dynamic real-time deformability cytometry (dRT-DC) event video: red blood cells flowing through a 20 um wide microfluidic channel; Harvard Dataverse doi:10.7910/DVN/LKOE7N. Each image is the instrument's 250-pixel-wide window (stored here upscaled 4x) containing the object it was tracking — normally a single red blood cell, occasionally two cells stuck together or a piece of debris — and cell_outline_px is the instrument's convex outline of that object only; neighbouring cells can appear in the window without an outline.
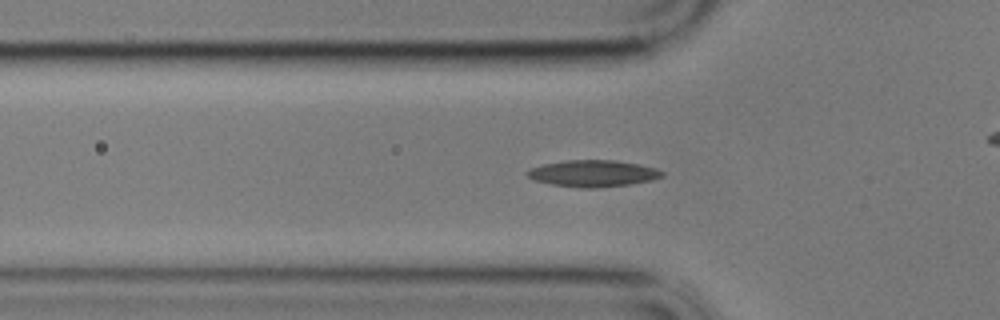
{"species": "common noctule bat (a hibernating species)", "species_latin": "Nyctalus noctula", "temperature_condition": "cold", "stored_images_in_passage": 42, "camera_frame_rate_fps": 3000, "um_per_image_px": 0.085, "animal": {"sex": "male", "body_mass_g": 17.9}, "frame": {"image": 1, "passage_image": 2, "time_ms": 0.333, "image_size_px": [1000, 320], "cell_outline_px": [[664, 176], [652, 180], [632, 184], [596, 188], [580, 188], [552, 184], [532, 180], [524, 172], [532, 168], [544, 164], [568, 160], [612, 160], [640, 164], [656, 168], [664, 172]], "centroid_in_image_um": [50.43, 14.75], "position_along_channel_um": 75.4, "area_um2": 20.98}}
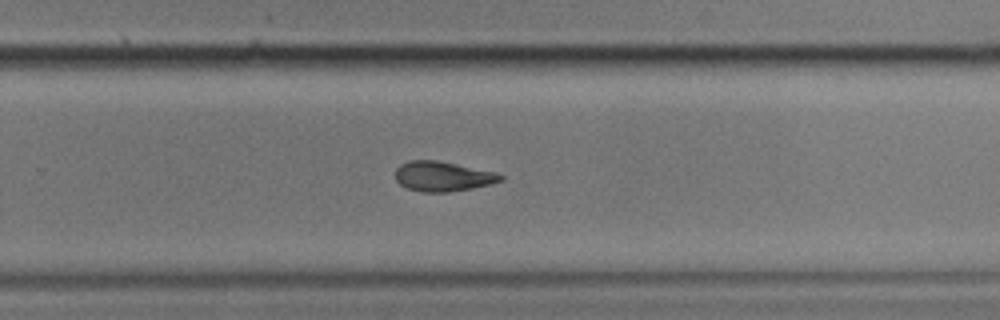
{"frame": {"image": 2, "passage_image": 21, "time_ms": 6.667, "image_size_px": [1000, 320], "cell_outline_px": [[504, 180], [492, 184], [472, 188], [448, 192], [424, 192], [408, 188], [400, 184], [396, 180], [396, 168], [400, 164], [408, 160], [436, 160], [496, 172], [504, 176]], "centroid_in_image_um": [37.65, 14.99], "position_along_channel_um": 292.2, "area_um2": 18.32}}
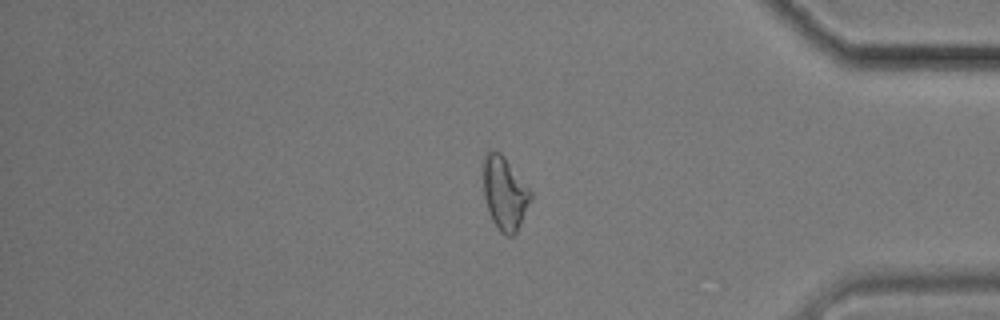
{"frame": {"image": 3, "passage_image": 32, "time_ms": 10.333, "image_size_px": [1000, 320], "cell_outline_px": [[532, 200], [516, 232], [512, 236], [504, 236], [500, 232], [492, 220], [488, 212], [484, 196], [484, 156], [492, 148], [500, 152], [504, 156], [532, 192]], "centroid_in_image_um": [42.9, 16.44], "position_along_channel_um": 392.3, "area_um2": 20.23}, "authors_computed_cell_mechanics": {"area_um2": 19.2185, "velocity_mm_per_s": 3.4154, "shape_relaxation_time_tau1_ms": null, "shape_relaxation_time_tau2_ms": 9.7468, "deformation_change_tau1": null, "deformation_change_tau2": 0.1873}}